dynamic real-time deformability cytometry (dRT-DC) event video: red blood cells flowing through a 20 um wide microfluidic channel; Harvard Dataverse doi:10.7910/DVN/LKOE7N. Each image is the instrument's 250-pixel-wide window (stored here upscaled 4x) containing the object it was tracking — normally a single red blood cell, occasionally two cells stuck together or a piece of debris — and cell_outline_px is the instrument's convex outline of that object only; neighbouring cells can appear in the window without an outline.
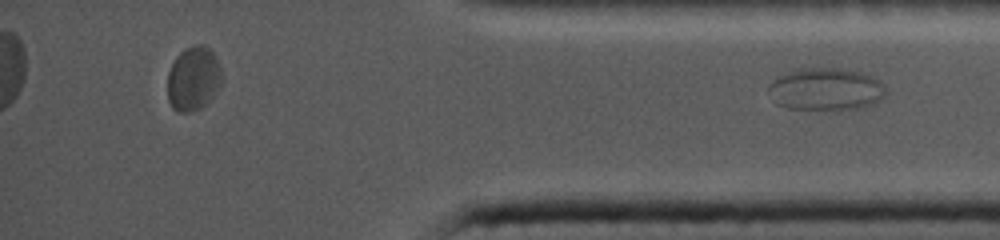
{"species": "common noctule bat (a hibernating species)", "species_latin": "Nyctalus noctula", "temperature_condition": "cold", "stored_images_in_passage": 28, "segment_of_instrument_passage": [2, 2], "camera_frame_rate_fps": 5000, "um_per_image_px": 0.085, "animal": {"sex": "female", "body_mass_g": 19.0, "forearm_length_mm": 56.7}, "frame": {"image": 1, "passage_image": 28, "time_ms": 11.0, "image_size_px": [1000, 240], "cell_outline_px": [[884, 96], [880, 100], [872, 104], [860, 108], [784, 108], [776, 104], [772, 100], [768, 88], [768, 84], [772, 80], [788, 72], [804, 68], [844, 68], [860, 72], [876, 80], [884, 88]], "centroid_in_image_um": [70.13, 7.57], "position_along_channel_um": 365.1, "area_um2": 28.38}}